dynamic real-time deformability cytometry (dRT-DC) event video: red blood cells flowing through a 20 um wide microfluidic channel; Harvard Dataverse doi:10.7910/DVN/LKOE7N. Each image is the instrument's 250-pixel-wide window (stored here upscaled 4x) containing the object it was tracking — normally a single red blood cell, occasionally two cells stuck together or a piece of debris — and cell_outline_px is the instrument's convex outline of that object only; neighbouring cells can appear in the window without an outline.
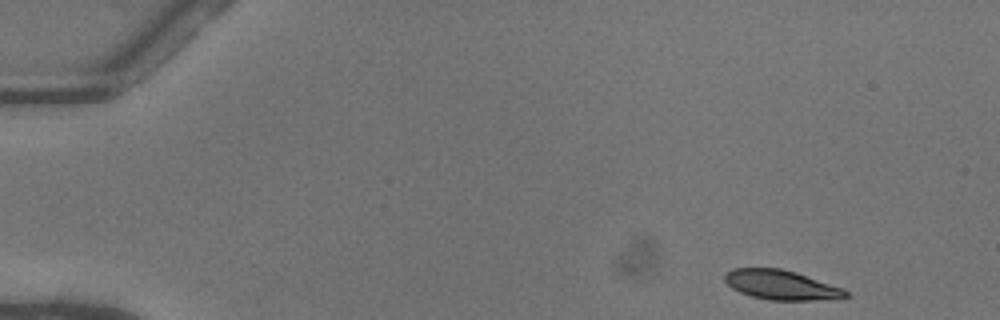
{"species": "common noctule bat (a hibernating species)", "species_latin": "Nyctalus noctula", "temperature_condition": "warm", "stored_images_in_passage": 47, "camera_frame_rate_fps": 3000, "um_per_image_px": 0.085, "animal": {"sex": "female"}, "frame": {"image": 1, "passage_image": 1, "time_ms": 0.0, "image_size_px": [1000, 320], "cell_outline_px": [[848, 296], [840, 300], [772, 300], [752, 296], [740, 292], [732, 288], [724, 280], [724, 272], [732, 268], [780, 268], [796, 272], [844, 288], [848, 292]], "centroid_in_image_um": [66.44, 24.22], "position_along_channel_um": 18.6, "area_um2": 21.1}}
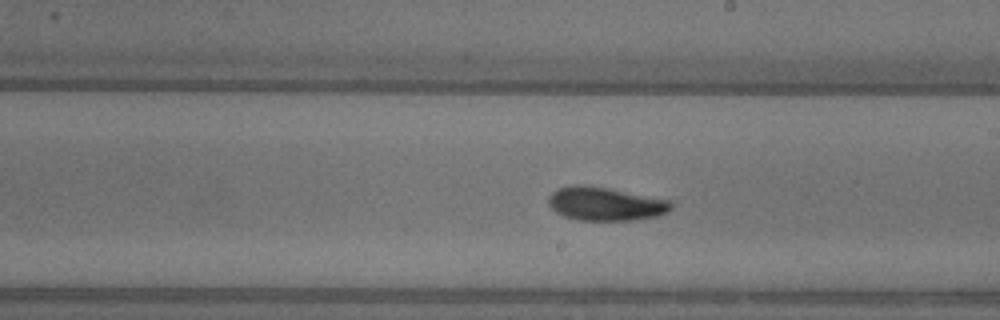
{"frame": {"image": 2, "passage_image": 26, "time_ms": 8.333, "image_size_px": [1000, 320], "cell_outline_px": [[672, 208], [668, 212], [656, 216], [632, 220], [580, 220], [564, 216], [556, 212], [548, 204], [548, 196], [556, 188], [572, 184], [588, 184], [672, 200]], "centroid_in_image_um": [51.44, 17.3], "position_along_channel_um": 237.6, "area_um2": 24.28}}
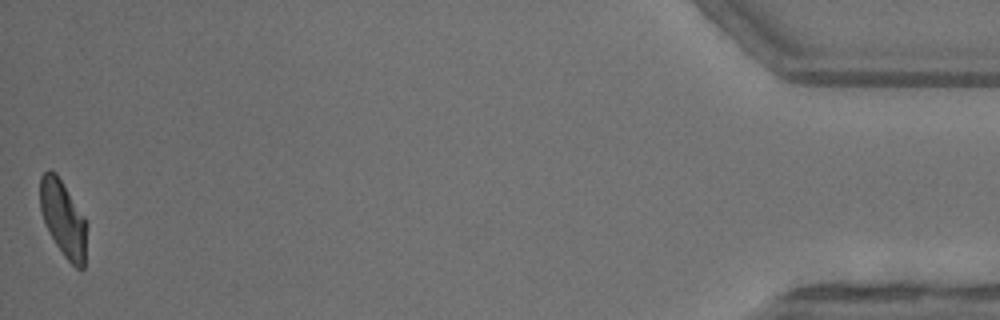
{"frame": {"image": 3, "passage_image": 47, "time_ms": 15.333, "image_size_px": [1000, 320], "cell_outline_px": [[88, 224], [84, 268], [76, 268], [64, 256], [56, 244], [44, 220], [40, 208], [40, 176], [48, 168], [56, 172], [84, 216]], "centroid_in_image_um": [5.4, 18.57], "position_along_channel_um": 429.8, "area_um2": 20.69}, "authors_computed_cell_mechanics": {"area_um2": 22.5998, "velocity_mm_per_s": 4.0694, "shape_relaxation_time_tau1_ms": 4.7473, "shape_relaxation_time_tau2_ms": 2.2241, "deformation_change_tau1": 0.1684, "deformation_change_tau2": 0.0737}}